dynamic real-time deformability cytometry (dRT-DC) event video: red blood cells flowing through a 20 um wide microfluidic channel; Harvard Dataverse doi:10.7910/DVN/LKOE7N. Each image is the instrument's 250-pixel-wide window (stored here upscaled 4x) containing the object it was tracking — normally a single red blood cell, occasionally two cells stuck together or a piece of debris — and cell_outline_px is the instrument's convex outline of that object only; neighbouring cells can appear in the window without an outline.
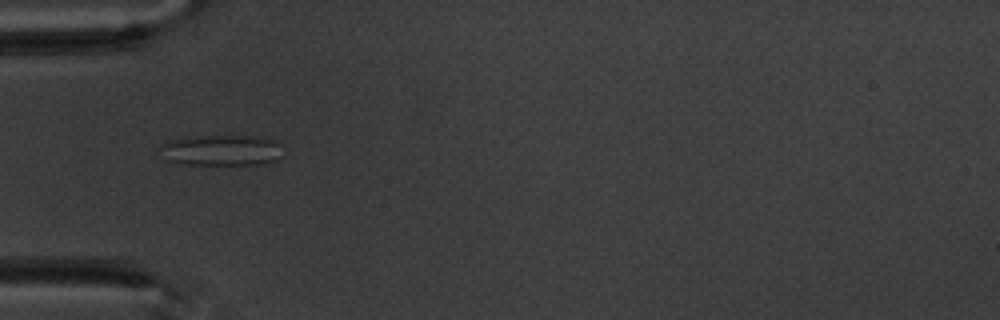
{"species": "common noctule bat (a hibernating species)", "species_latin": "Nyctalus noctula", "temperature_condition": "warm", "stored_images_in_passage": 3, "camera_frame_rate_fps": 3000, "um_per_image_px": 0.085, "animal": {"sex": "male", "body_mass_g": 20.1, "forearm_length_mm": 53.5}, "frame": {"image": 1, "passage_image": 1, "time_ms": 0.0, "image_size_px": [1000, 320], "cell_outline_px": [[284, 156], [276, 160], [260, 164], [184, 164], [168, 160], [160, 148], [160, 144], [168, 140], [184, 136], [252, 136], [276, 140], [280, 144]], "centroid_in_image_um": [18.85, 12.75], "position_along_channel_um": 66.1, "area_um2": 22.2}}
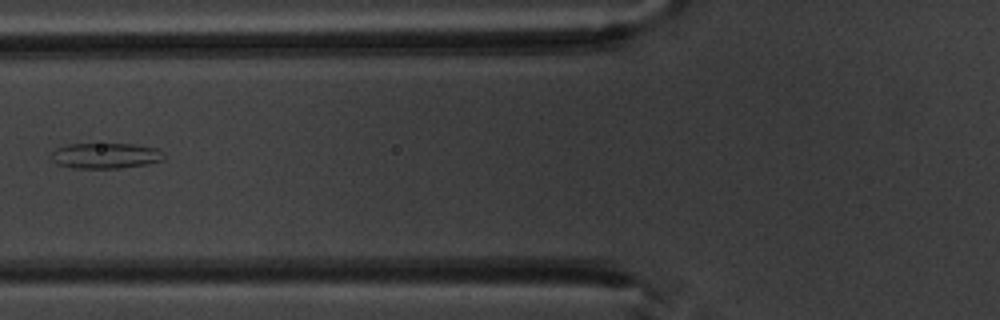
{"frame": {"image": 2, "passage_image": 2, "time_ms": 1.333, "image_size_px": [1000, 320], "cell_outline_px": [[164, 160], [148, 164], [120, 168], [76, 168], [56, 164], [52, 160], [52, 152], [56, 148], [68, 144], [132, 144], [156, 148], [164, 152]], "centroid_in_image_um": [8.99, 13.24], "position_along_channel_um": 116.8, "area_um2": 16.82}}